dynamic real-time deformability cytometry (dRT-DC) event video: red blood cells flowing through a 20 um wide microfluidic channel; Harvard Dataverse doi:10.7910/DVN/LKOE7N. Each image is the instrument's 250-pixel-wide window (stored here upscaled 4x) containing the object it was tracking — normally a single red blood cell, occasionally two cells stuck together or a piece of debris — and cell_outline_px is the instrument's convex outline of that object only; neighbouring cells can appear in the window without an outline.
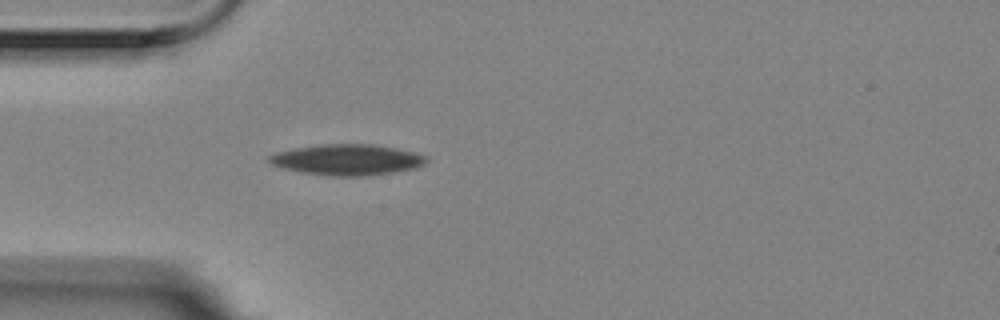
{"species": "Egyptian fruit bat (a non-hibernating species)", "species_latin": "Rousettus aegyptiacus", "temperature_condition": "room temperature", "stored_images_in_passage": 5, "camera_frame_rate_fps": 3000, "um_per_image_px": 0.085, "animal": {"sex": "female"}, "frame": {"image": 1, "passage_image": 5, "time_ms": 1.333, "image_size_px": [1000, 320], "cell_outline_px": [[428, 160], [424, 164], [416, 168], [368, 176], [332, 176], [304, 172], [284, 168], [272, 164], [264, 160], [268, 156], [276, 152], [296, 148], [324, 144], [372, 144], [416, 152], [428, 156]], "centroid_in_image_um": [29.53, 13.57], "position_along_channel_um": 55.5, "area_um2": 28.21}}